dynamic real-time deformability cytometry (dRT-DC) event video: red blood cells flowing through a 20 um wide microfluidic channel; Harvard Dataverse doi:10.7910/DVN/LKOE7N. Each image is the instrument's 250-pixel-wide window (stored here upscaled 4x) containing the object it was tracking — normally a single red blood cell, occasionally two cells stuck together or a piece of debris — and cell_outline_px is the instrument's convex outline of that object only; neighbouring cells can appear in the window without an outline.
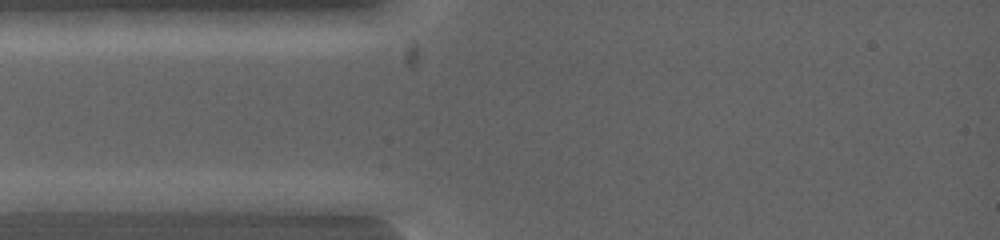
{"species": "common noctule bat (a hibernating species)", "species_latin": "Nyctalus noctula", "temperature_condition": "warm", "stored_images_in_passage": 2, "camera_frame_rate_fps": 5000, "um_per_image_px": 0.085, "animal": {"sex": "female", "body_mass_g": 19.0, "forearm_length_mm": 53.3}, "frame": {"image": 1, "passage_image": 1, "time_ms": 0.0, "image_size_px": [1000, 240], "cell_outline_px": [[100, 200], [80, 212], [20, 212], [12, 200], [40, 192], [76, 192]], "centroid_in_image_um": [4.63, 17.2], "position_along_channel_um": 80.4, "area_um2": 10.0}}